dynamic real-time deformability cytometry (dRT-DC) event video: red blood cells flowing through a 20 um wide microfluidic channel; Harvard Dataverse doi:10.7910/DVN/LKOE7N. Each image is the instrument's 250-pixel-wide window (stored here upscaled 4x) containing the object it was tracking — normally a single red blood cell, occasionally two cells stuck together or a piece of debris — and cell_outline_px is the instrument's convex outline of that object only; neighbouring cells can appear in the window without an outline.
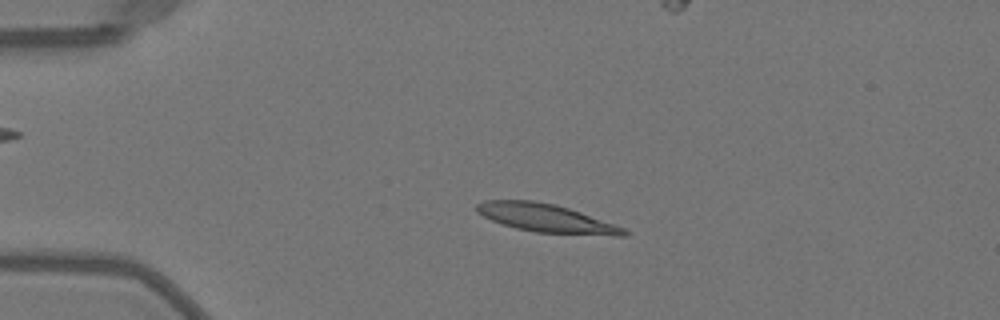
{"species": "Egyptian fruit bat (a non-hibernating species)", "species_latin": "Rousettus aegyptiacus", "temperature_condition": "warm", "stored_images_in_passage": 50, "camera_frame_rate_fps": 3000, "um_per_image_px": 0.085, "animal": {"sex": "female"}, "frame": {"image": 1, "passage_image": 10, "time_ms": 3.0, "image_size_px": [1000, 320], "cell_outline_px": [[632, 232], [628, 236], [616, 236], [536, 232], [516, 228], [492, 220], [476, 212], [476, 204], [484, 200], [532, 200], [556, 204], [580, 212], [624, 228]], "centroid_in_image_um": [46.45, 18.54], "position_along_channel_um": 38.6, "area_um2": 24.16}}
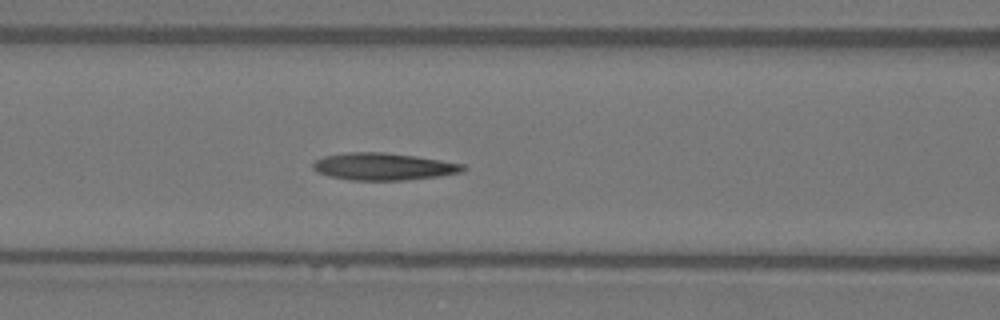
{"frame": {"image": 2, "passage_image": 20, "time_ms": 6.333, "image_size_px": [1000, 320], "cell_outline_px": [[468, 168], [464, 172], [440, 176], [404, 180], [352, 180], [328, 176], [316, 172], [312, 168], [312, 164], [316, 160], [324, 156], [348, 152], [384, 152], [416, 156], [464, 164]], "centroid_in_image_um": [32.61, 14.16], "position_along_channel_um": 134.0, "area_um2": 23.93}}
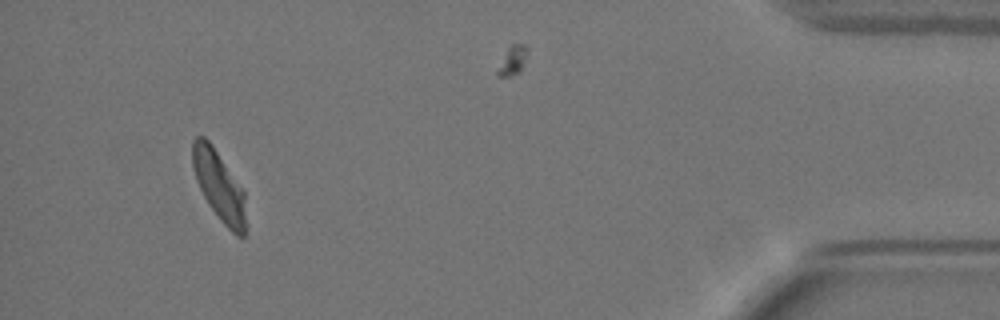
{"frame": {"image": 3, "passage_image": 46, "time_ms": 15.0, "image_size_px": [1000, 320], "cell_outline_px": [[244, 236], [236, 236], [220, 220], [208, 204], [196, 180], [192, 168], [192, 140], [196, 136], [204, 136], [212, 144], [244, 192]], "centroid_in_image_um": [18.57, 15.75], "position_along_channel_um": 416.6, "area_um2": 21.27}, "authors_computed_cell_mechanics": {"area_um2": 23.12, "velocity_mm_per_s": 4.0142, "shape_relaxation_time_tau1_ms": 7.6535, "shape_relaxation_time_tau2_ms": 3.3005, "deformation_change_tau1": 0.2572, "deformation_change_tau2": 0.106}}